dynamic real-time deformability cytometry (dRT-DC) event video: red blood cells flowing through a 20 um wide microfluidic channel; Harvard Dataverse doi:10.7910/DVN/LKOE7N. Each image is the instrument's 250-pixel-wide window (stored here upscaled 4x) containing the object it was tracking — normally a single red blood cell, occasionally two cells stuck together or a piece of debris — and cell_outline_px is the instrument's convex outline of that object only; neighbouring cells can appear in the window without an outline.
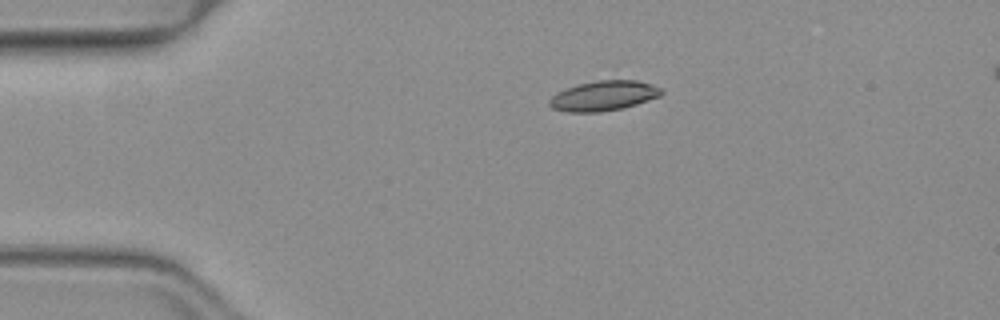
{"species": "common noctule bat (a hibernating species)", "species_latin": "Nyctalus noctula", "temperature_condition": "warm", "stored_images_in_passage": 42, "camera_frame_rate_fps": 3000, "um_per_image_px": 0.085, "animal": {"sex": "female", "body_mass_g": 19.3, "forearm_length_mm": 54.1}, "frame": {"image": 1, "passage_image": 1, "time_ms": 0.0, "image_size_px": [1000, 320], "cell_outline_px": [[664, 92], [660, 96], [624, 108], [600, 112], [568, 112], [552, 108], [548, 104], [548, 100], [556, 92], [576, 84], [596, 80], [636, 80], [652, 84], [660, 88]], "centroid_in_image_um": [51.28, 8.14], "position_along_channel_um": 33.7, "area_um2": 19.71}}
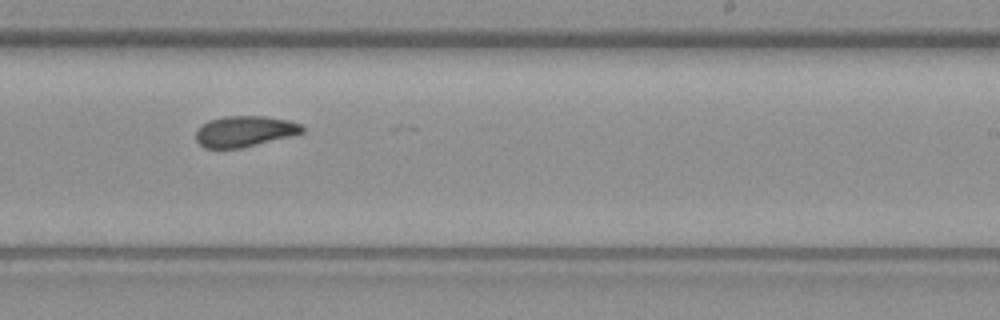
{"frame": {"image": 2, "passage_image": 22, "time_ms": 7.0, "image_size_px": [1000, 320], "cell_outline_px": [[304, 132], [292, 136], [240, 148], [204, 148], [196, 140], [196, 132], [208, 120], [224, 116], [264, 116], [288, 120], [300, 124], [304, 128]], "centroid_in_image_um": [20.8, 11.16], "position_along_channel_um": 268.2, "area_um2": 19.02}}
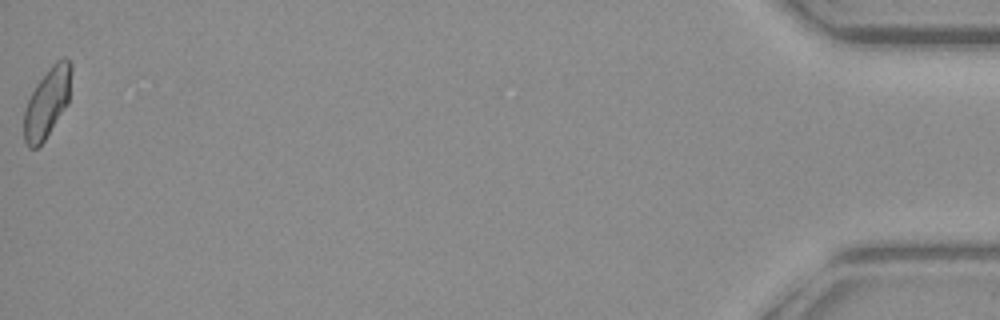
{"frame": {"image": 3, "passage_image": 42, "time_ms": 13.667, "image_size_px": [1000, 320], "cell_outline_px": [[72, 68], [68, 104], [44, 140], [36, 148], [28, 148], [24, 140], [24, 112], [28, 100], [36, 84], [48, 68], [56, 60], [64, 56], [72, 64]], "centroid_in_image_um": [4.02, 8.69], "position_along_channel_um": 431.2, "area_um2": 19.19}, "authors_computed_cell_mechanics": {"area_um2": 19.2185, "velocity_mm_per_s": 4.0087, "shape_relaxation_time_tau1_ms": null, "shape_relaxation_time_tau2_ms": 4.7184, "deformation_change_tau1": null, "deformation_change_tau2": 0.1128}}